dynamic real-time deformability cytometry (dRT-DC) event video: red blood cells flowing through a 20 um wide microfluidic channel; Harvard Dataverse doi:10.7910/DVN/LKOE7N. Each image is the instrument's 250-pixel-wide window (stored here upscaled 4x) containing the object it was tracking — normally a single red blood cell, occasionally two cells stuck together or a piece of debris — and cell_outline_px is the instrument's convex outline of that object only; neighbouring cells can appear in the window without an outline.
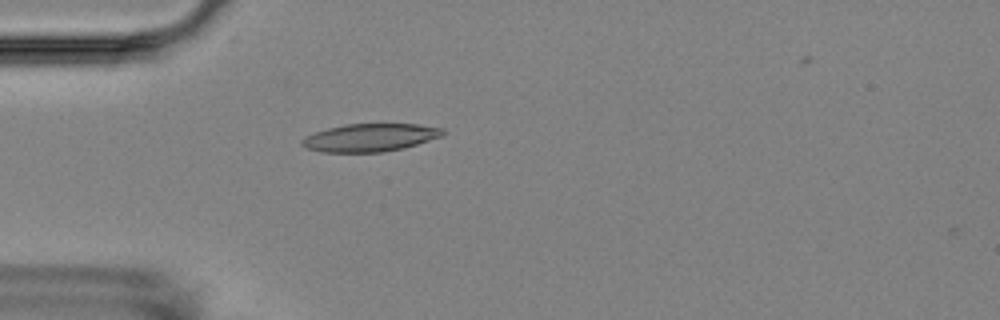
{"species": "Egyptian fruit bat (a non-hibernating species)", "species_latin": "Rousettus aegyptiacus", "temperature_condition": "room temperature", "stored_images_in_passage": 4, "camera_frame_rate_fps": 3000, "um_per_image_px": 0.085, "animal": {"sex": "female"}, "frame": {"image": 1, "passage_image": 3, "time_ms": 2.333, "image_size_px": [1000, 320], "cell_outline_px": [[444, 136], [404, 148], [380, 152], [320, 152], [308, 148], [300, 144], [300, 140], [304, 136], [328, 128], [344, 124], [416, 124], [444, 128]], "centroid_in_image_um": [31.46, 11.69], "position_along_channel_um": 53.5, "area_um2": 22.95}}